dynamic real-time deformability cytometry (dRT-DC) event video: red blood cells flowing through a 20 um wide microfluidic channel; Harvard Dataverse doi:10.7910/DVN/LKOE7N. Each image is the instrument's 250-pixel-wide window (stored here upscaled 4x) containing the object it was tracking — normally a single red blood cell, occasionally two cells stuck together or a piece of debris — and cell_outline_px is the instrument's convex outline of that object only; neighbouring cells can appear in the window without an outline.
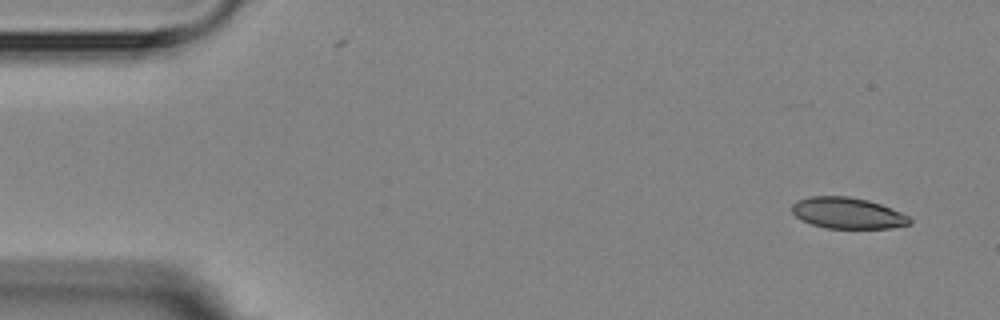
{"species": "Egyptian fruit bat (a non-hibernating species)", "species_latin": "Rousettus aegyptiacus", "temperature_condition": "room temperature", "stored_images_in_passage": 4, "camera_frame_rate_fps": 3000, "um_per_image_px": 0.085, "animal": {"sex": "female"}, "frame": {"image": 1, "passage_image": 1, "time_ms": 0.0, "image_size_px": [1000, 320], "cell_outline_px": [[912, 224], [892, 228], [824, 228], [800, 220], [792, 212], [792, 204], [796, 200], [808, 196], [848, 196], [868, 200], [880, 204], [900, 212], [908, 216], [912, 220]], "centroid_in_image_um": [72.02, 18.11], "position_along_channel_um": 13.0, "area_um2": 21.5}}